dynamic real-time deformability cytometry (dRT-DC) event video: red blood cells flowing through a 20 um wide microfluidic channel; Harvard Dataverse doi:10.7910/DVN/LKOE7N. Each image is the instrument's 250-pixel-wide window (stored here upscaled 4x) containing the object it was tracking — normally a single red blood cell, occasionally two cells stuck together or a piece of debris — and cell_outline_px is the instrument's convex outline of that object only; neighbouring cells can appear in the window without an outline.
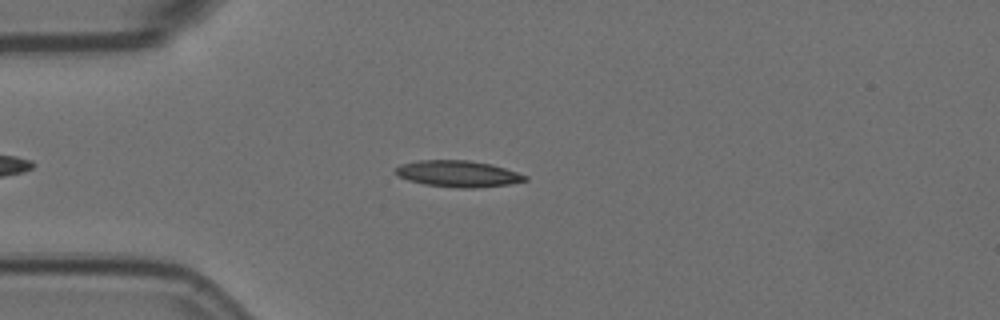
{"species": "Egyptian fruit bat (a non-hibernating species)", "species_latin": "Rousettus aegyptiacus", "temperature_condition": "room temperature", "stored_images_in_passage": 8, "camera_frame_rate_fps": 3000, "um_per_image_px": 0.085, "animal": {"sex": "female"}, "frame": {"image": 1, "passage_image": 5, "time_ms": 1.333, "image_size_px": [1000, 320], "cell_outline_px": [[528, 180], [508, 184], [476, 188], [460, 188], [424, 184], [408, 180], [400, 176], [396, 172], [396, 168], [400, 164], [420, 160], [468, 160], [492, 164], [528, 176]], "centroid_in_image_um": [38.95, 14.77], "position_along_channel_um": 46.1, "area_um2": 19.77}}
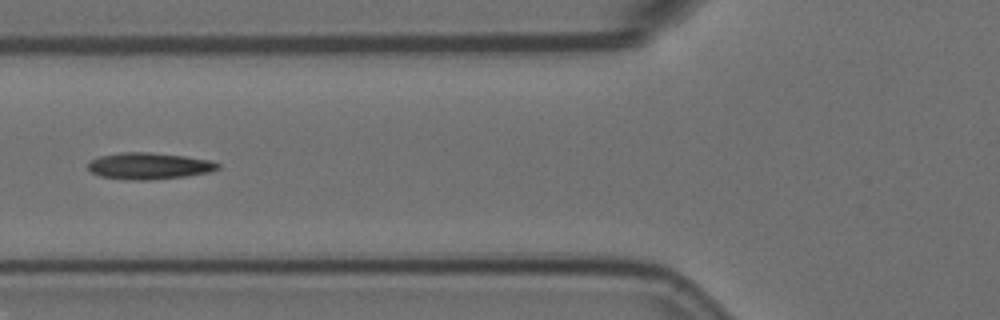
{"frame": {"image": 2, "passage_image": 7, "time_ms": 2.0, "image_size_px": [1000, 320], "cell_outline_px": [[220, 168], [208, 172], [184, 176], [152, 180], [128, 180], [100, 176], [92, 172], [88, 168], [88, 160], [100, 156], [120, 152], [148, 152], [184, 156], [212, 160], [220, 164]], "centroid_in_image_um": [12.65, 14.1], "position_along_channel_um": 113.2, "area_um2": 20.17}}
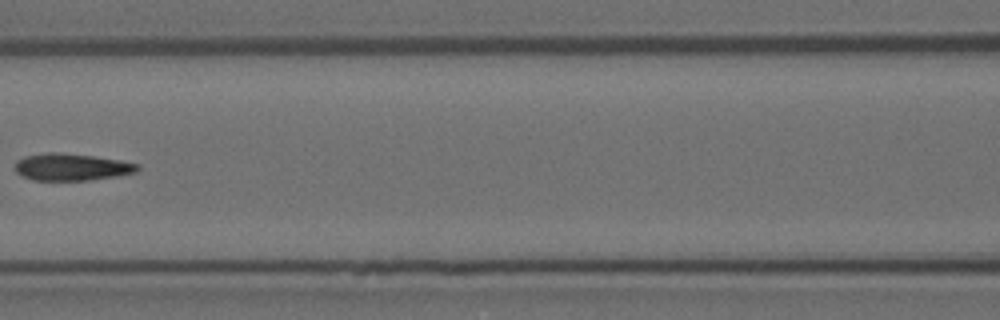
{"frame": {"image": 3, "passage_image": 8, "time_ms": 2.333, "image_size_px": [1000, 320], "cell_outline_px": [[140, 168], [136, 172], [116, 176], [88, 180], [32, 180], [16, 172], [16, 160], [24, 156], [48, 152], [52, 152], [92, 156], [120, 160], [140, 164]], "centroid_in_image_um": [6.09, 14.2], "position_along_channel_um": 160.5, "area_um2": 19.13}}